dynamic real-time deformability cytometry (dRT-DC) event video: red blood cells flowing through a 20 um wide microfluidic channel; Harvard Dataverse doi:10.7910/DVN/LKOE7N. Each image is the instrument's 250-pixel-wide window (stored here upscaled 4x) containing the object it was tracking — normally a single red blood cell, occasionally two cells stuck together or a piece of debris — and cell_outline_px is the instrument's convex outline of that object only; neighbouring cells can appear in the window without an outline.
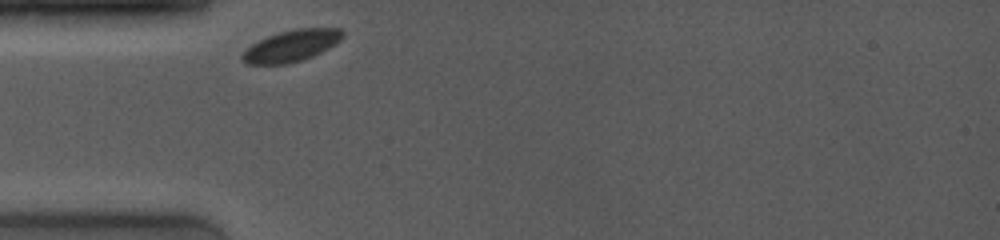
{"species": "common noctule bat (a hibernating species)", "species_latin": "Nyctalus noctula", "temperature_condition": "room temperature", "stored_images_in_passage": 32, "camera_frame_rate_fps": 4000, "um_per_image_px": 0.085, "animal": {"sex": "female", "body_mass_g": 19.0, "forearm_length_mm": 53.3}, "frame": {"image": 1, "passage_image": 1, "time_ms": 0.0, "image_size_px": [1000, 240], "cell_outline_px": [[344, 36], [336, 44], [312, 56], [288, 64], [248, 64], [240, 56], [252, 44], [268, 36], [280, 32], [296, 28], [340, 28], [344, 32]], "centroid_in_image_um": [24.81, 3.88], "position_along_channel_um": 60.2, "area_um2": 18.21}}
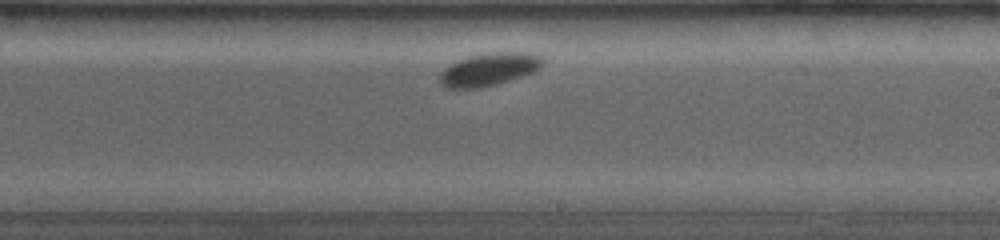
{"frame": {"image": 2, "passage_image": 24, "time_ms": 5.25, "image_size_px": [1000, 240], "cell_outline_px": [[544, 64], [540, 68], [524, 76], [512, 80], [480, 88], [444, 88], [440, 84], [440, 72], [448, 64], [456, 60], [468, 56], [488, 52], [532, 52], [540, 56], [544, 60]], "centroid_in_image_um": [41.56, 5.89], "position_along_channel_um": 247.4, "area_um2": 20.11}}
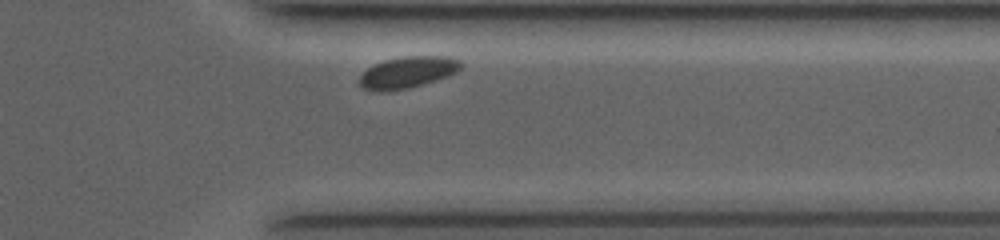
{"frame": {"image": 3, "passage_image": 31, "time_ms": 8.75, "image_size_px": [1000, 240], "cell_outline_px": [[464, 68], [448, 76], [424, 84], [408, 88], [364, 88], [360, 84], [360, 76], [368, 68], [384, 60], [404, 56], [448, 56], [460, 60], [464, 64]], "centroid_in_image_um": [34.79, 6.08], "position_along_channel_um": 376.6, "area_um2": 18.03}}